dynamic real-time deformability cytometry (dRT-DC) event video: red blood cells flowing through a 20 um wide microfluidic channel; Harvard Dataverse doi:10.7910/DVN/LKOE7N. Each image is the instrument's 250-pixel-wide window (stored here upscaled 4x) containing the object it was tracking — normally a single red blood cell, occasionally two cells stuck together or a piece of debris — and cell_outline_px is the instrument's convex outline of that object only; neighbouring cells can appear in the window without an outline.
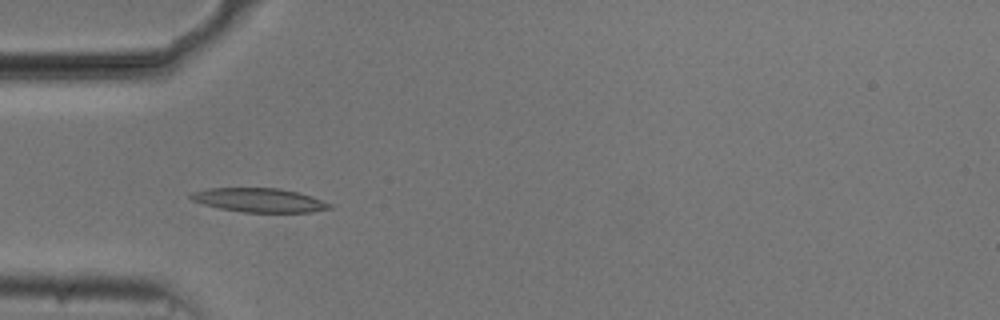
{"species": "common noctule bat (a hibernating species)", "species_latin": "Nyctalus noctula", "temperature_condition": "cold", "stored_images_in_passage": 53, "camera_frame_rate_fps": 3000, "um_per_image_px": 0.085, "animal": {"sex": "male", "body_mass_g": 20.5, "forearm_length_mm": 52.5}, "frame": {"image": 1, "passage_image": 16, "time_ms": 5.0, "image_size_px": [1000, 320], "cell_outline_px": [[332, 208], [312, 212], [244, 212], [220, 208], [204, 204], [192, 200], [188, 196], [192, 192], [208, 188], [280, 188], [300, 192], [312, 196], [332, 204]], "centroid_in_image_um": [22.06, 17.0], "position_along_channel_um": 62.9, "area_um2": 19.42}}
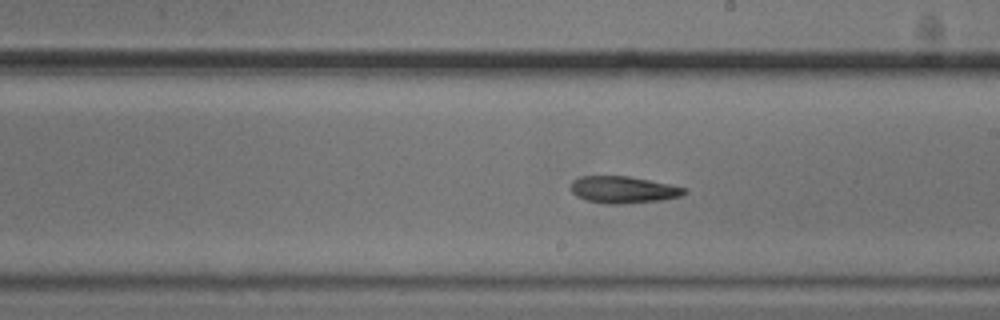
{"frame": {"image": 2, "passage_image": 30, "time_ms": 9.667, "image_size_px": [1000, 320], "cell_outline_px": [[688, 192], [680, 196], [660, 200], [624, 204], [608, 204], [588, 200], [576, 196], [572, 192], [572, 180], [580, 176], [628, 176], [688, 188]], "centroid_in_image_um": [52.99, 16.12], "position_along_channel_um": 236.0, "area_um2": 17.69}}
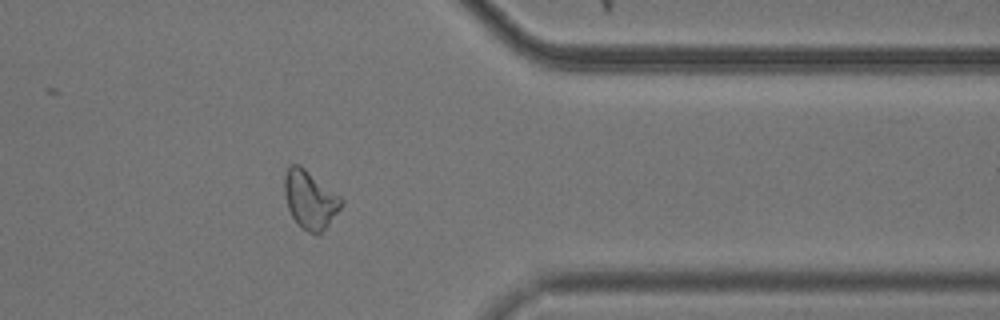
{"frame": {"image": 3, "passage_image": 43, "time_ms": 14.0, "image_size_px": [1000, 320], "cell_outline_px": [[344, 204], [328, 224], [316, 236], [308, 232], [292, 216], [288, 208], [284, 192], [284, 176], [288, 168], [292, 164], [300, 164], [340, 196], [344, 200]], "centroid_in_image_um": [26.36, 16.94], "position_along_channel_um": 385.0, "area_um2": 19.02}, "authors_computed_cell_mechanics": {"area_um2": 19.0162, "velocity_mm_per_s": 3.7285, "shape_relaxation_time_tau1_ms": 4.6229, "shape_relaxation_time_tau2_ms": null, "deformation_change_tau1": 0.1346, "deformation_change_tau2": null}}